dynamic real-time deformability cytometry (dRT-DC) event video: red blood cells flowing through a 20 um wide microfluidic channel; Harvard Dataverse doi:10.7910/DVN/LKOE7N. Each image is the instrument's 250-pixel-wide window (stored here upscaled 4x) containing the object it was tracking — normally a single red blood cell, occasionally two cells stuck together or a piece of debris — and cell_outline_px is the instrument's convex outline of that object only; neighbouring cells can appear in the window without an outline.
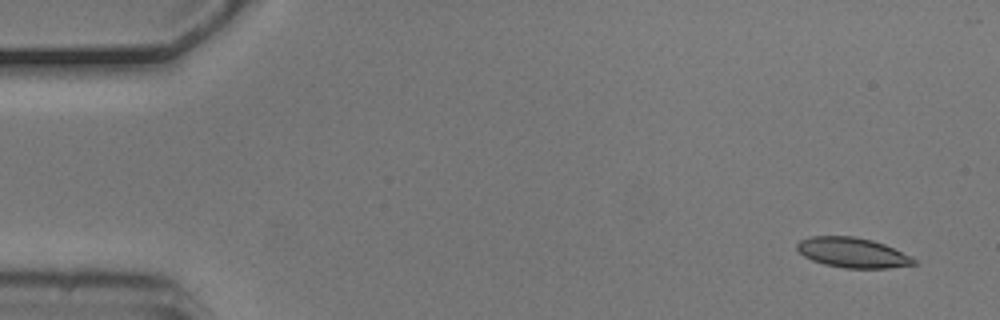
{"species": "common noctule bat (a hibernating species)", "species_latin": "Nyctalus noctula", "temperature_condition": "cold", "stored_images_in_passage": 6, "camera_frame_rate_fps": 3000, "um_per_image_px": 0.085, "animal": {"sex": "male", "body_mass_g": 20.5, "forearm_length_mm": 52.5}, "frame": {"image": 1, "passage_image": 1, "time_ms": 0.0, "image_size_px": [1000, 320], "cell_outline_px": [[920, 264], [888, 268], [844, 268], [824, 264], [812, 260], [804, 256], [796, 248], [796, 244], [800, 240], [812, 236], [856, 236], [872, 240], [884, 244], [916, 260]], "centroid_in_image_um": [72.45, 21.47], "position_along_channel_um": 12.6, "area_um2": 20.35}}